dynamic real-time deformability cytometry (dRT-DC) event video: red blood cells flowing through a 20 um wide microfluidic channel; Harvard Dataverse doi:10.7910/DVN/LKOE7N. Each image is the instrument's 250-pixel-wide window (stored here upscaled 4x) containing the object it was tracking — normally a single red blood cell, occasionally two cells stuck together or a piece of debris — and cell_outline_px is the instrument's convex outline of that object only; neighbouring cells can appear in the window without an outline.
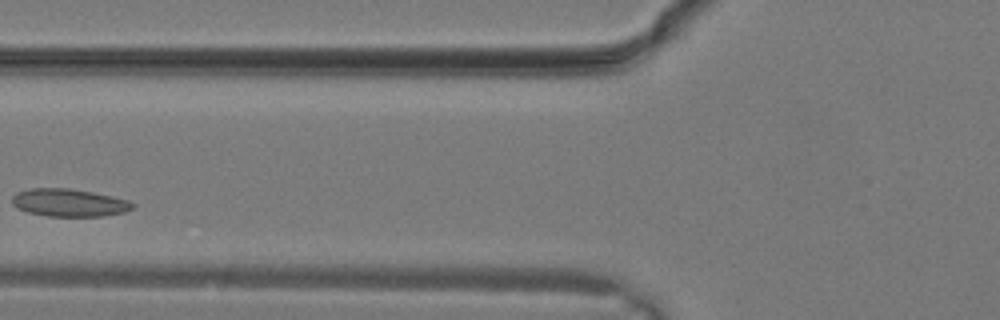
{"species": "common noctule bat (a hibernating species)", "species_latin": "Nyctalus noctula", "temperature_condition": "warm", "stored_images_in_passage": 21, "camera_frame_rate_fps": 3000, "um_per_image_px": 0.085, "animal": {"sex": "male", "body_mass_g": 19.2, "forearm_length_mm": 51.8}, "frame": {"image": 1, "passage_image": 3, "time_ms": 0.667, "image_size_px": [1000, 320], "cell_outline_px": [[136, 204], [132, 208], [124, 212], [104, 216], [44, 216], [28, 212], [16, 208], [12, 204], [12, 196], [16, 192], [28, 188], [68, 188], [92, 192], [112, 196], [128, 200]], "centroid_in_image_um": [5.84, 17.22], "position_along_channel_um": 120.0, "area_um2": 19.59}}
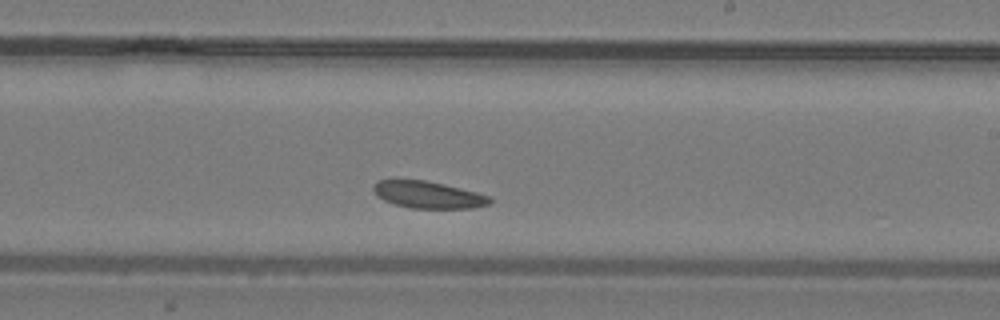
{"frame": {"image": 2, "passage_image": 9, "time_ms": 2.667, "image_size_px": [1000, 320], "cell_outline_px": [[492, 204], [472, 208], [408, 208], [384, 200], [376, 196], [372, 188], [372, 184], [376, 180], [424, 180], [444, 184], [492, 196]], "centroid_in_image_um": [36.4, 16.56], "position_along_channel_um": 252.6, "area_um2": 18.44}}
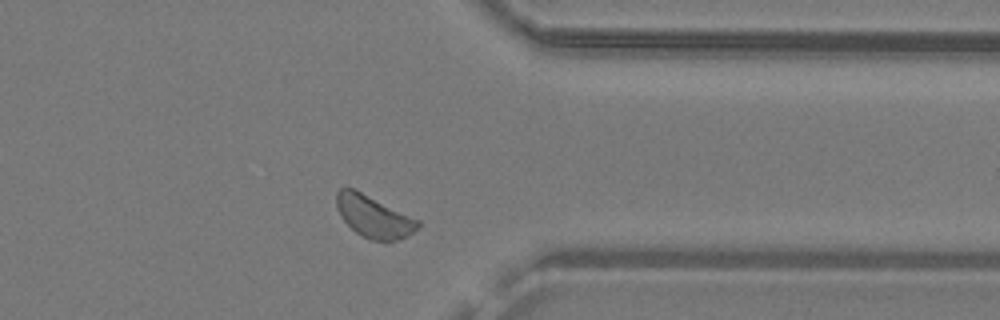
{"frame": {"image": 3, "passage_image": 15, "time_ms": 4.667, "image_size_px": [1000, 320], "cell_outline_px": [[420, 228], [408, 236], [396, 240], [372, 240], [356, 232], [340, 216], [336, 208], [336, 192], [340, 188], [352, 188], [420, 220]], "centroid_in_image_um": [31.78, 18.41], "position_along_channel_um": 379.6, "area_um2": 19.65}}